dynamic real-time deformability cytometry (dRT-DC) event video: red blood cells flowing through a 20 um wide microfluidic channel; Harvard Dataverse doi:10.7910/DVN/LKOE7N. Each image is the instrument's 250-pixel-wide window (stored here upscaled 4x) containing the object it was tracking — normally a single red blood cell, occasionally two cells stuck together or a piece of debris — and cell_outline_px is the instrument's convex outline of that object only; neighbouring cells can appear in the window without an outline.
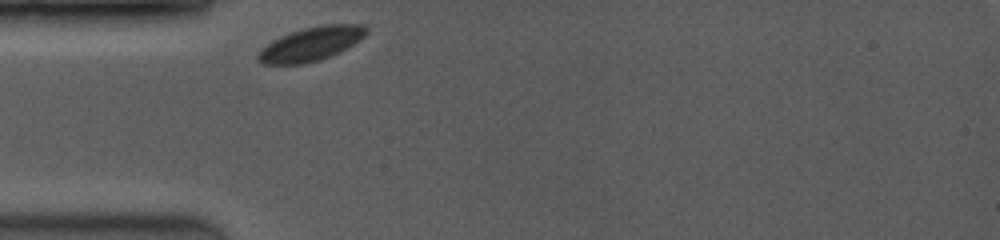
{"species": "common noctule bat (a hibernating species)", "species_latin": "Nyctalus noctula", "temperature_condition": "room temperature", "stored_images_in_passage": 1, "camera_frame_rate_fps": 3500, "um_per_image_px": 0.085, "animal": {"sex": "female", "body_mass_g": 19.0, "forearm_length_mm": 53.3}, "frame": {"image": 1, "passage_image": 1, "time_ms": 0.0, "image_size_px": [1000, 240], "cell_outline_px": [[368, 32], [360, 40], [348, 48], [340, 52], [320, 60], [304, 64], [264, 64], [256, 56], [272, 40], [280, 36], [304, 28], [324, 24], [364, 24], [368, 28]], "centroid_in_image_um": [26.51, 3.72], "position_along_channel_um": 58.5, "area_um2": 21.27}}